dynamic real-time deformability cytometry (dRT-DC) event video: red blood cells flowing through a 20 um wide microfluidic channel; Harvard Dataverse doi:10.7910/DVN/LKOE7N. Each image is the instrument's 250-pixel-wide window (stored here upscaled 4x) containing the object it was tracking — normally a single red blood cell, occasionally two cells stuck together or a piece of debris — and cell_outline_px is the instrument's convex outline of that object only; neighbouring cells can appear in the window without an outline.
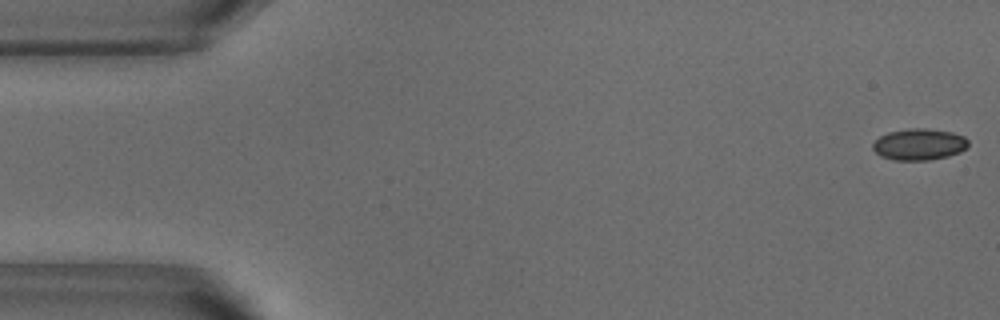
{"species": "common noctule bat (a hibernating species)", "species_latin": "Nyctalus noctula", "temperature_condition": "warm", "stored_images_in_passage": 52, "camera_frame_rate_fps": 3000, "um_per_image_px": 0.085, "animal": {"sex": "male", "body_mass_g": 18.8}, "frame": {"image": 1, "passage_image": 1, "time_ms": 0.0, "image_size_px": [1000, 320], "cell_outline_px": [[968, 144], [960, 152], [948, 156], [928, 160], [896, 160], [880, 156], [872, 148], [872, 144], [880, 136], [888, 132], [908, 128], [924, 128], [952, 132], [964, 136], [968, 140]], "centroid_in_image_um": [78.11, 12.26], "position_along_channel_um": 6.9, "area_um2": 17.46}}
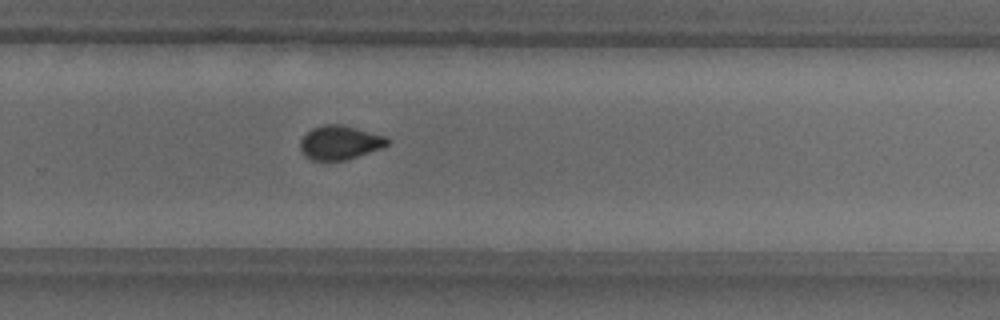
{"frame": {"image": 2, "passage_image": 34, "time_ms": 11.0, "image_size_px": [1000, 320], "cell_outline_px": [[388, 144], [384, 148], [348, 160], [312, 160], [304, 156], [300, 152], [300, 140], [312, 128], [324, 124], [344, 124], [388, 136]], "centroid_in_image_um": [28.92, 12.12], "position_along_channel_um": 300.9, "area_um2": 17.69}}
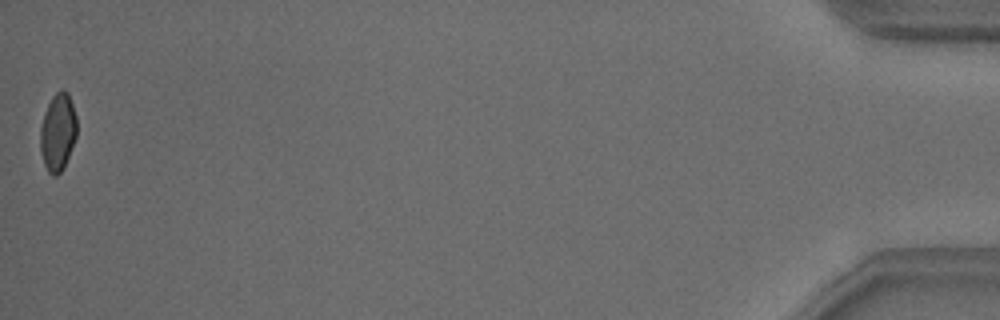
{"frame": {"image": 3, "passage_image": 52, "time_ms": 17.0, "image_size_px": [1000, 320], "cell_outline_px": [[76, 136], [64, 168], [56, 176], [52, 176], [48, 172], [44, 164], [40, 152], [40, 128], [44, 112], [52, 96], [60, 88], [68, 92], [76, 116]], "centroid_in_image_um": [4.9, 11.23], "position_along_channel_um": 430.3, "area_um2": 16.65}, "authors_computed_cell_mechanics": {"area_um2": 17.34, "velocity_mm_per_s": 3.8382, "shape_relaxation_time_tau1_ms": 4.0275, "shape_relaxation_time_tau2_ms": 0.8827, "deformation_change_tau1": 0.0999, "deformation_change_tau2": 0.0423}}